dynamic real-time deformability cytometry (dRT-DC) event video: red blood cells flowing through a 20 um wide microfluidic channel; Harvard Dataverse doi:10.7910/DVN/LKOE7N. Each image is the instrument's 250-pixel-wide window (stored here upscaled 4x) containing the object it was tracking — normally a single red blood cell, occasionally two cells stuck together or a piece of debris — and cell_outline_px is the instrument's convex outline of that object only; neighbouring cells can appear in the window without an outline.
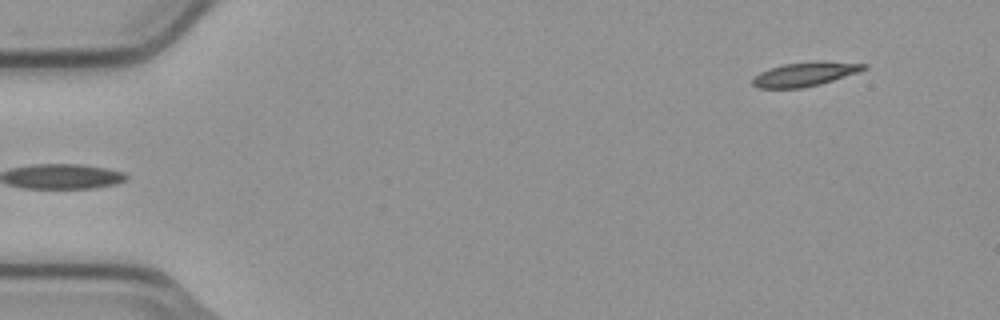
{"species": "common noctule bat (a hibernating species)", "species_latin": "Nyctalus noctula", "temperature_condition": "cold", "stored_images_in_passage": 6, "segment_of_instrument_passage": [2, 2], "camera_frame_rate_fps": 3000, "um_per_image_px": 0.085, "animal": {"sex": "male", "body_mass_g": 23.1, "forearm_length_mm": 52.7}, "frame": {"image": 1, "passage_image": 6, "time_ms": 1.667, "image_size_px": [1000, 320], "cell_outline_px": [[868, 68], [820, 84], [800, 88], [756, 88], [752, 84], [752, 76], [768, 68], [784, 64], [868, 64]], "centroid_in_image_um": [68.23, 6.37], "position_along_channel_um": 16.8, "area_um2": 14.45}}